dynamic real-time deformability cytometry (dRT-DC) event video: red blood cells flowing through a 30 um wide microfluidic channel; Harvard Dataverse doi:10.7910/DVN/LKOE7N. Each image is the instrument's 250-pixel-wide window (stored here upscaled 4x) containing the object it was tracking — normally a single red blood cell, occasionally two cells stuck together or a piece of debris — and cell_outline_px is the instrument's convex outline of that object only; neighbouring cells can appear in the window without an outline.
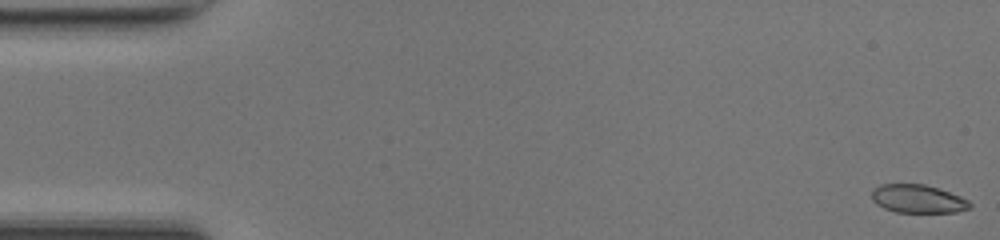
{"species": "common noctule bat (a hibernating species)", "species_latin": "Nyctalus noctula", "temperature_condition": "room temperature", "stored_images_in_passage": 49, "camera_frame_rate_fps": 3000, "um_per_image_px": 0.085, "animal": {"sex": "female", "body_mass_g": 17.0, "forearm_length_mm": 48.0}, "frame": {"image": 1, "passage_image": 1, "time_ms": 0.0, "image_size_px": [1000, 240], "cell_outline_px": [[972, 208], [956, 212], [896, 212], [884, 208], [876, 204], [872, 200], [872, 188], [880, 184], [924, 184], [960, 196], [968, 200], [972, 204]], "centroid_in_image_um": [78.0, 16.9], "position_along_channel_um": 7.0, "area_um2": 16.18}}
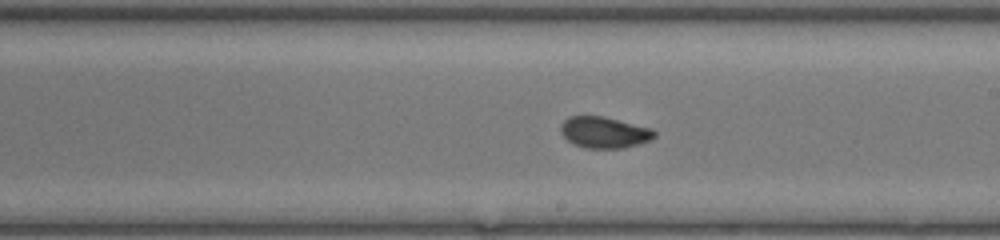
{"frame": {"image": 2, "passage_image": 28, "time_ms": 9.0, "image_size_px": [1000, 240], "cell_outline_px": [[656, 136], [648, 140], [624, 148], [584, 148], [572, 144], [560, 132], [560, 124], [568, 116], [604, 116], [652, 128], [656, 132]], "centroid_in_image_um": [51.33, 11.24], "position_along_channel_um": 237.7, "area_um2": 17.17}}
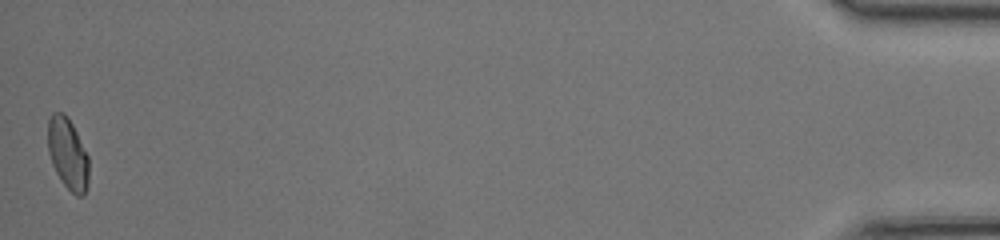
{"frame": {"image": 3, "passage_image": 49, "time_ms": 16.0, "image_size_px": [1000, 240], "cell_outline_px": [[88, 184], [84, 196], [76, 196], [64, 184], [56, 172], [52, 164], [48, 152], [48, 120], [52, 112], [64, 112], [68, 116], [88, 156]], "centroid_in_image_um": [5.75, 13.06], "position_along_channel_um": 429.4, "area_um2": 16.99}, "authors_computed_cell_mechanics": {"area_um2": 17.1088, "velocity_mm_per_s": 4.228, "shape_relaxation_time_tau1_ms": 8.823, "shape_relaxation_time_tau2_ms": 0.717, "deformation_change_tau1": 0.2179, "deformation_change_tau2": 0.0434}}